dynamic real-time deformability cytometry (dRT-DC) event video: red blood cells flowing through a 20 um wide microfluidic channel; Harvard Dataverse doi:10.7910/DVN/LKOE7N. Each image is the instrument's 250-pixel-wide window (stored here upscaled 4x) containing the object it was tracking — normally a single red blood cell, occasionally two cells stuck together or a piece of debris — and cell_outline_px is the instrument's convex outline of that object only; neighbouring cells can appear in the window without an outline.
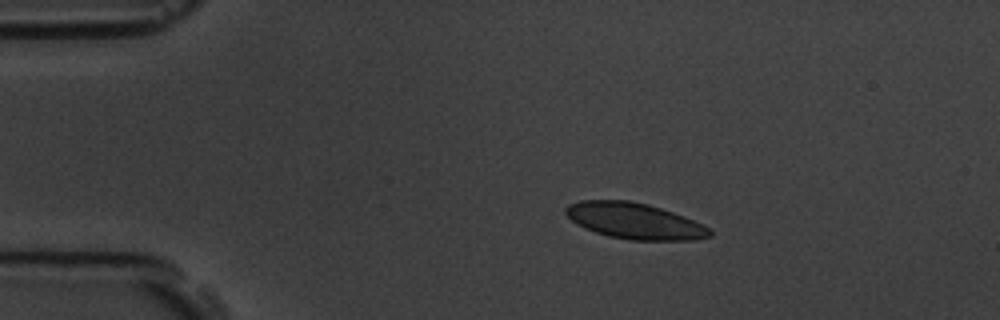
{"species": "common noctule bat (a hibernating species)", "species_latin": "Nyctalus noctula", "temperature_condition": "room temperature", "stored_images_in_passage": 5, "camera_frame_rate_fps": 3000, "um_per_image_px": 0.085, "animal": {"sex": "male", "body_mass_g": 19.5, "forearm_length_mm": 54.6}, "frame": {"image": 1, "passage_image": 2, "time_ms": 1.333, "image_size_px": [1000, 320], "cell_outline_px": [[712, 236], [696, 240], [628, 240], [608, 236], [584, 228], [576, 224], [564, 212], [564, 208], [568, 204], [580, 200], [632, 200], [648, 204], [684, 216], [708, 228], [712, 232]], "centroid_in_image_um": [53.9, 18.78], "position_along_channel_um": 31.1, "area_um2": 30.29}}